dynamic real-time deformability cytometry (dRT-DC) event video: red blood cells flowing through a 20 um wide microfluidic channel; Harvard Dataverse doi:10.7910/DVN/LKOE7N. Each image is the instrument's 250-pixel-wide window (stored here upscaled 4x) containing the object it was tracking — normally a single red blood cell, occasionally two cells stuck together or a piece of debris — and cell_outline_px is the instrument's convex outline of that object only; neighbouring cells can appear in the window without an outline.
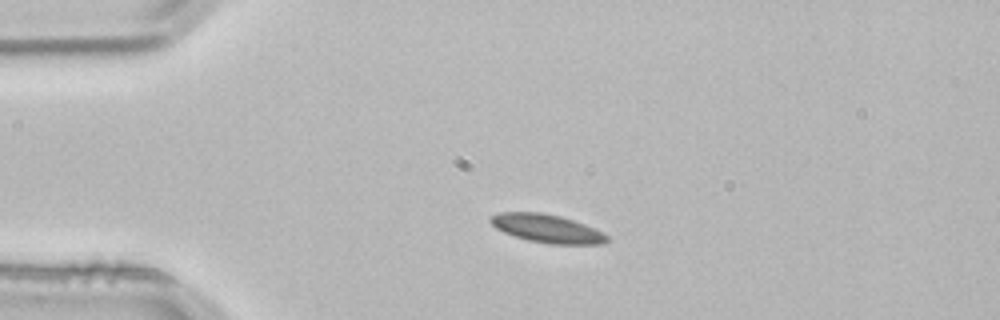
{"species": "common noctule bat (a hibernating species)", "species_latin": "Nyctalus noctula", "temperature_condition": "room temperature", "stored_images_in_passage": 3, "camera_frame_rate_fps": 3000, "um_per_image_px": 0.085, "animal": {"sex": "male", "body_mass_g": 21.5, "forearm_length_mm": 52.0}, "frame": {"image": 1, "passage_image": 2, "time_ms": 0.333, "image_size_px": [1000, 320], "cell_outline_px": [[612, 240], [604, 244], [548, 244], [528, 240], [504, 232], [496, 228], [488, 220], [488, 216], [500, 212], [544, 212], [560, 216], [584, 224], [608, 236]], "centroid_in_image_um": [46.48, 19.42], "position_along_channel_um": 38.5, "area_um2": 19.25}}
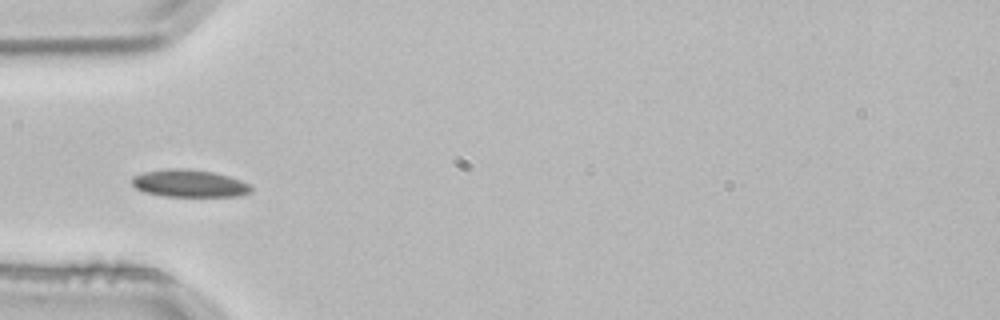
{"frame": {"image": 2, "passage_image": 3, "time_ms": 0.667, "image_size_px": [1000, 320], "cell_outline_px": [[252, 192], [240, 196], [164, 196], [144, 192], [136, 188], [132, 184], [132, 176], [144, 172], [164, 168], [188, 168], [212, 172], [228, 176], [240, 180], [248, 184], [252, 188]], "centroid_in_image_um": [16.07, 15.58], "position_along_channel_um": 68.9, "area_um2": 19.13}}